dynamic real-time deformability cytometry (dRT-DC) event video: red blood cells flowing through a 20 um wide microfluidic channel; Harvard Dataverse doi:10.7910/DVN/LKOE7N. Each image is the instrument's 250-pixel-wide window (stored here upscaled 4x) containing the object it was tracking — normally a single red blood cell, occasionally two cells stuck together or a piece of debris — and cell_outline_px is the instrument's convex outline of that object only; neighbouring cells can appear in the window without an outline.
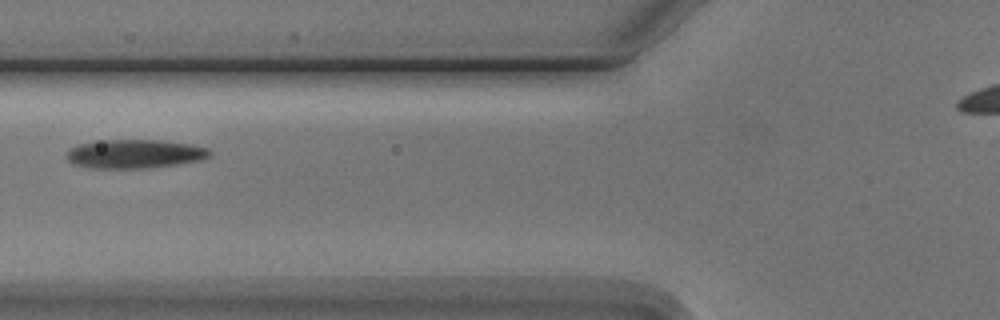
{"species": "Egyptian fruit bat (a non-hibernating species)", "species_latin": "Rousettus aegyptiacus", "temperature_condition": "cold", "stored_images_in_passage": 4, "camera_frame_rate_fps": 3000, "um_per_image_px": 0.085, "animal": {"sex": "male"}, "frame": {"image": 1, "passage_image": 4, "time_ms": 3.667, "image_size_px": [1000, 320], "cell_outline_px": [[212, 156], [200, 160], [176, 164], [148, 168], [88, 168], [72, 164], [68, 160], [68, 152], [76, 144], [104, 140], [164, 140], [192, 144], [208, 148], [212, 152]], "centroid_in_image_um": [11.48, 13.08], "position_along_channel_um": 114.3, "area_um2": 24.16}}